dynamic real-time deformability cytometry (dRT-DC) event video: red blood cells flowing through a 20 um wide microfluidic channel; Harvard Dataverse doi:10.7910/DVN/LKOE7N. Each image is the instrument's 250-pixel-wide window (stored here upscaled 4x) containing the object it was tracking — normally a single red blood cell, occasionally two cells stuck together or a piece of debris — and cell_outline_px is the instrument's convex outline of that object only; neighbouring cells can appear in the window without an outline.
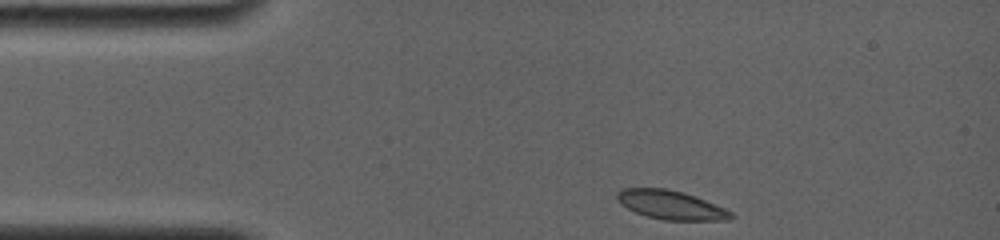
{"species": "common noctule bat (a hibernating species)", "species_latin": "Nyctalus noctula", "temperature_condition": "room temperature", "stored_images_in_passage": 64, "camera_frame_rate_fps": 4000, "um_per_image_px": 0.085, "animal": {"sex": "female", "body_mass_g": 19.0, "forearm_length_mm": 56.7}, "frame": {"image": 1, "passage_image": 1, "time_ms": 0.0, "image_size_px": [1000, 240], "cell_outline_px": [[736, 216], [728, 220], [664, 220], [648, 216], [636, 212], [620, 204], [616, 200], [616, 192], [620, 188], [668, 188], [684, 192], [724, 208], [732, 212]], "centroid_in_image_um": [57.0, 17.41], "position_along_channel_um": 28.0, "area_um2": 19.19}}
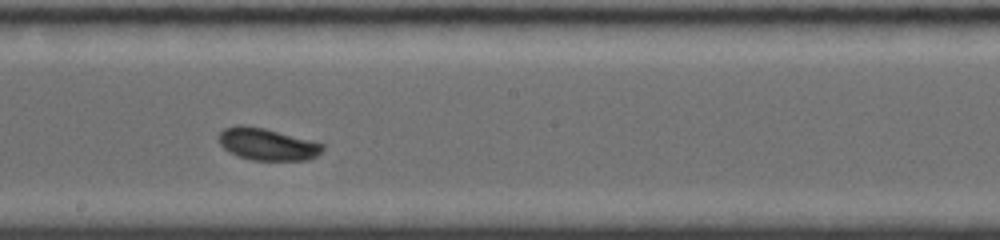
{"frame": {"image": 2, "passage_image": 38, "time_ms": 6.5, "image_size_px": [1000, 240], "cell_outline_px": [[324, 148], [316, 156], [308, 160], [252, 160], [236, 156], [228, 152], [216, 140], [216, 136], [224, 128], [236, 124], [244, 124], [264, 128], [324, 144]], "centroid_in_image_um": [22.63, 12.25], "position_along_channel_um": 225.6, "area_um2": 19.59}}
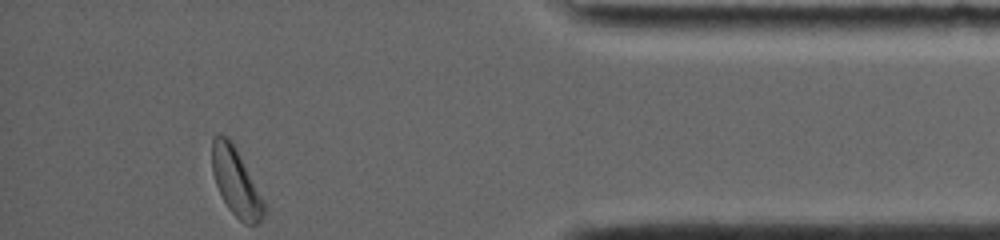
{"frame": {"image": 3, "passage_image": 64, "time_ms": 12.25, "image_size_px": [1000, 240], "cell_outline_px": [[268, 208], [264, 216], [256, 224], [244, 224], [228, 208], [216, 184], [212, 172], [212, 140], [216, 136], [224, 136], [236, 148]], "centroid_in_image_um": [20.08, 15.53], "position_along_channel_um": 415.1, "area_um2": 20.06}, "authors_computed_cell_mechanics": {"area_um2": 19.5364, "velocity_mm_per_s": 3.7672, "shape_relaxation_time_tau1_ms": 3.7362, "shape_relaxation_time_tau2_ms": null, "deformation_change_tau1": 0.108, "deformation_change_tau2": null}}